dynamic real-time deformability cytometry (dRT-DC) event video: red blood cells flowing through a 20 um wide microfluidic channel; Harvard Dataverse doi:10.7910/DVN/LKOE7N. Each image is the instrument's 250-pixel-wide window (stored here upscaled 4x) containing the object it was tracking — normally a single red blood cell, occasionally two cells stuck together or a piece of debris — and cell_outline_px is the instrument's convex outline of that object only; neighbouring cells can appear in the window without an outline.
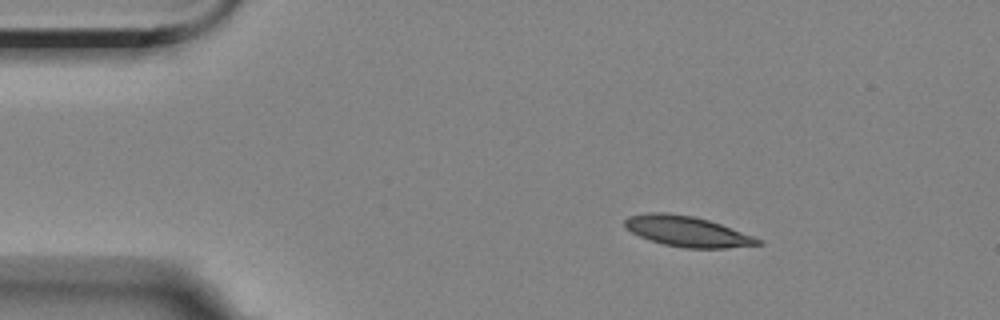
{"species": "Egyptian fruit bat (a non-hibernating species)", "species_latin": "Rousettus aegyptiacus", "temperature_condition": "room temperature", "stored_images_in_passage": 3, "camera_frame_rate_fps": 3000, "um_per_image_px": 0.085, "animal": {"sex": "female"}, "frame": {"image": 1, "passage_image": 1, "time_ms": 0.0, "image_size_px": [1000, 320], "cell_outline_px": [[764, 244], [728, 248], [684, 248], [664, 244], [640, 236], [624, 228], [624, 220], [628, 216], [648, 212], [668, 212], [692, 216], [708, 220], [720, 224], [764, 240]], "centroid_in_image_um": [58.41, 19.66], "position_along_channel_um": 26.6, "area_um2": 23.64}}